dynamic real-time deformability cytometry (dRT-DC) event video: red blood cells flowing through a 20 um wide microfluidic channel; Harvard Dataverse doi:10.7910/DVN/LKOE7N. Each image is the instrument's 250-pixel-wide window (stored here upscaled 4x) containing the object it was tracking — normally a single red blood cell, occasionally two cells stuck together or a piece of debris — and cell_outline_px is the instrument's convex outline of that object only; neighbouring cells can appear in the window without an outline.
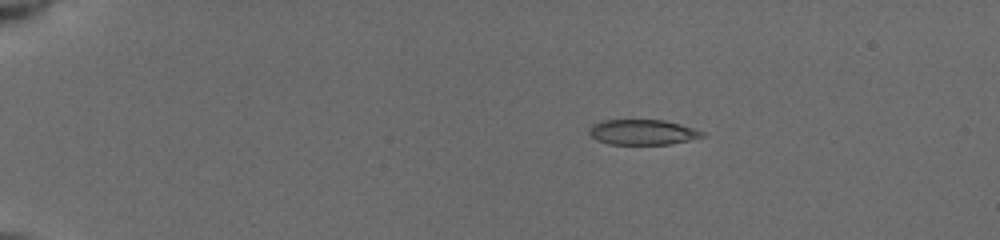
{"species": "common noctule bat (a hibernating species)", "species_latin": "Nyctalus noctula", "temperature_condition": "cold", "stored_images_in_passage": 55, "camera_frame_rate_fps": 3000, "um_per_image_px": 0.085, "animal": {"sex": "female", "body_mass_g": 19.5, "forearm_length_mm": 54.1}, "frame": {"image": 1, "passage_image": 12, "time_ms": 3.667, "image_size_px": [1000, 240], "cell_outline_px": [[708, 136], [668, 144], [608, 144], [596, 140], [588, 132], [592, 124], [600, 120], [664, 120], [680, 124], [704, 132]], "centroid_in_image_um": [54.6, 11.23], "position_along_channel_um": 30.4, "area_um2": 16.65}}
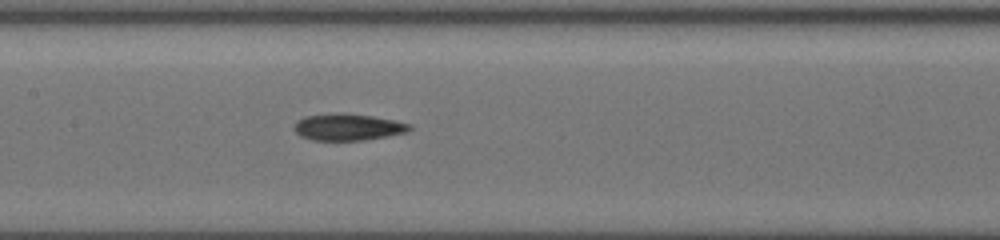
{"frame": {"image": 2, "passage_image": 30, "time_ms": 9.667, "image_size_px": [1000, 240], "cell_outline_px": [[412, 128], [408, 132], [388, 136], [364, 140], [312, 140], [300, 136], [292, 128], [296, 120], [304, 116], [336, 112], [344, 112], [372, 116], [412, 124]], "centroid_in_image_um": [29.54, 10.79], "position_along_channel_um": 177.9, "area_um2": 18.26}}
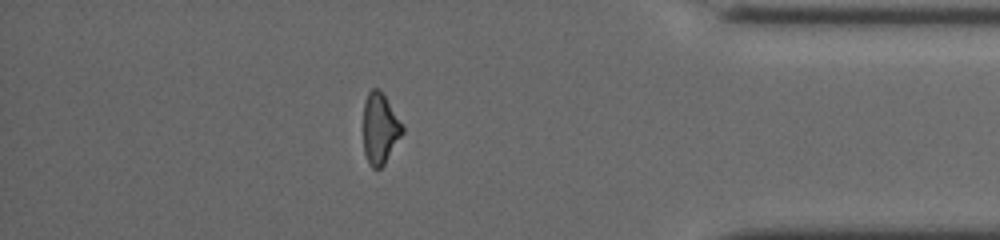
{"frame": {"image": 3, "passage_image": 49, "time_ms": 16.0, "image_size_px": [1000, 240], "cell_outline_px": [[404, 132], [384, 164], [380, 168], [372, 168], [368, 164], [364, 152], [364, 100], [368, 92], [372, 88], [380, 88], [404, 124]], "centroid_in_image_um": [32.32, 10.9], "position_along_channel_um": 402.9, "area_um2": 16.42}, "authors_computed_cell_mechanics": {"area_um2": 17.5134, "velocity_mm_per_s": 3.9572, "shape_relaxation_time_tau1_ms": null, "shape_relaxation_time_tau2_ms": 3.633, "deformation_change_tau1": null, "deformation_change_tau2": 0.1222}}